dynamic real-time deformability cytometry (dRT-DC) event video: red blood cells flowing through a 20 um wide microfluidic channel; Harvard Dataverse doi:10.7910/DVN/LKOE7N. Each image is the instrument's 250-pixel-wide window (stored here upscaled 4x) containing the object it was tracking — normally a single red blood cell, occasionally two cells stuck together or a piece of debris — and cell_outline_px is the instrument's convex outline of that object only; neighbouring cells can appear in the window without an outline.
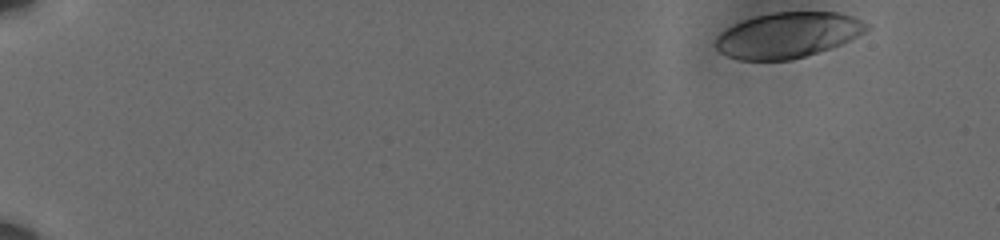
{"species": "human", "species_latin": "Homo sapiens", "temperature_condition": "cold", "stored_images_in_passage": 49, "camera_frame_rate_fps": 3000, "um_per_image_px": 0.085, "donor": {"sex": "male"}, "frame": {"image": 1, "passage_image": 1, "time_ms": 0.0, "image_size_px": [1000, 240], "cell_outline_px": [[868, 28], [864, 32], [840, 44], [792, 60], [740, 60], [728, 56], [720, 52], [716, 48], [716, 36], [720, 32], [744, 20], [756, 16], [772, 12], [840, 12], [852, 16], [868, 24]], "centroid_in_image_um": [66.94, 2.98], "position_along_channel_um": 18.1, "area_um2": 39.54}}
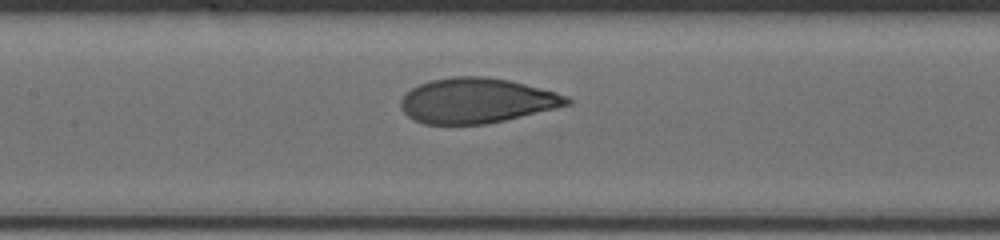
{"frame": {"image": 2, "passage_image": 27, "time_ms": 8.667, "image_size_px": [1000, 240], "cell_outline_px": [[572, 104], [556, 108], [504, 120], [484, 124], [424, 124], [408, 116], [404, 112], [400, 104], [400, 100], [404, 92], [420, 84], [432, 80], [452, 76], [484, 76], [508, 80], [556, 92], [568, 96], [572, 100]], "centroid_in_image_um": [40.51, 8.55], "position_along_channel_um": 166.9, "area_um2": 43.52}}
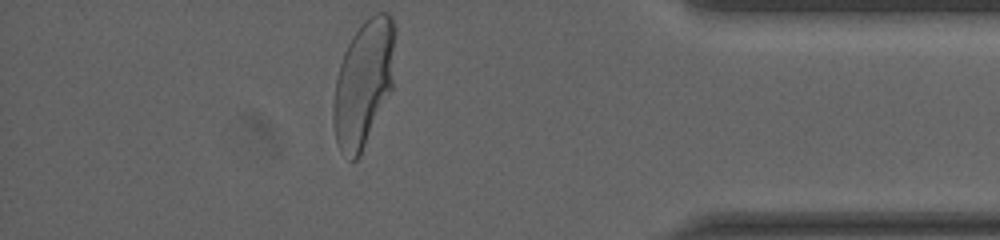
{"frame": {"image": 3, "passage_image": 49, "time_ms": 16.0, "image_size_px": [1000, 240], "cell_outline_px": [[396, 32], [392, 88], [356, 160], [352, 160], [340, 152], [336, 144], [332, 120], [332, 104], [336, 80], [340, 64], [344, 52], [352, 36], [364, 20], [372, 12], [388, 12], [392, 16], [396, 28]], "centroid_in_image_um": [30.9, 6.99], "position_along_channel_um": 404.3, "area_um2": 45.49}, "authors_computed_cell_mechanics": {"area_um2": 43.1766, "velocity_mm_per_s": 3.5926, "shape_relaxation_time_tau1_ms": 4.296, "shape_relaxation_time_tau2_ms": null, "deformation_change_tau1": 0.1722, "deformation_change_tau2": null}}